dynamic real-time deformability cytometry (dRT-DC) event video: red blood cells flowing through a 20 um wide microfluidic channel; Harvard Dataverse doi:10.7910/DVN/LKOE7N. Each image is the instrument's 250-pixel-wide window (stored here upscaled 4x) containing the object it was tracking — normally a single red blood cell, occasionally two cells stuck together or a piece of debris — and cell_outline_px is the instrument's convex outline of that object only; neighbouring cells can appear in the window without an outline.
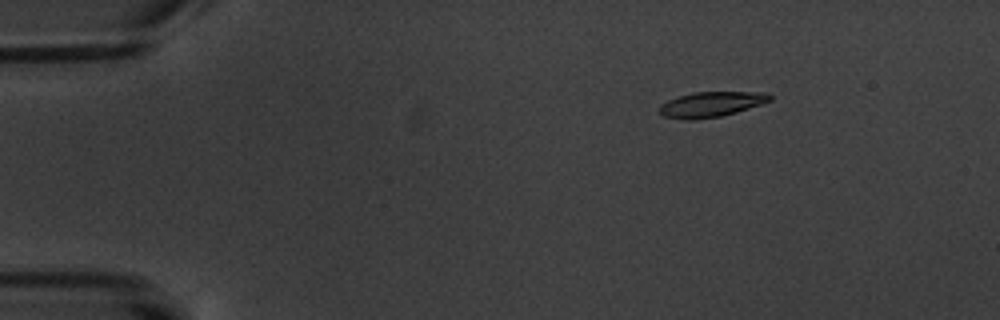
{"species": "common noctule bat (a hibernating species)", "species_latin": "Nyctalus noctula", "temperature_condition": "warm", "stored_images_in_passage": 6, "camera_frame_rate_fps": 3000, "um_per_image_px": 0.085, "animal": {"sex": "male", "body_mass_g": 20.1, "forearm_length_mm": 53.5}, "frame": {"image": 1, "passage_image": 3, "time_ms": 2.333, "image_size_px": [1000, 320], "cell_outline_px": [[772, 100], [736, 112], [720, 116], [696, 120], [684, 120], [664, 116], [660, 112], [660, 104], [668, 100], [692, 92], [768, 92], [772, 96]], "centroid_in_image_um": [60.45, 8.86], "position_along_channel_um": 24.5, "area_um2": 16.18}}
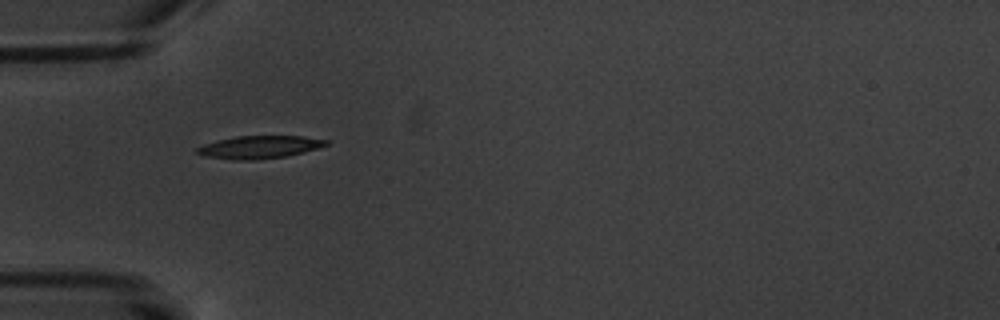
{"frame": {"image": 2, "passage_image": 5, "time_ms": 5.667, "image_size_px": [1000, 320], "cell_outline_px": [[328, 144], [304, 152], [288, 156], [252, 160], [232, 160], [204, 156], [196, 152], [196, 148], [204, 144], [236, 136], [304, 136], [328, 140]], "centroid_in_image_um": [22.04, 12.51], "position_along_channel_um": 63.0, "area_um2": 16.99}}